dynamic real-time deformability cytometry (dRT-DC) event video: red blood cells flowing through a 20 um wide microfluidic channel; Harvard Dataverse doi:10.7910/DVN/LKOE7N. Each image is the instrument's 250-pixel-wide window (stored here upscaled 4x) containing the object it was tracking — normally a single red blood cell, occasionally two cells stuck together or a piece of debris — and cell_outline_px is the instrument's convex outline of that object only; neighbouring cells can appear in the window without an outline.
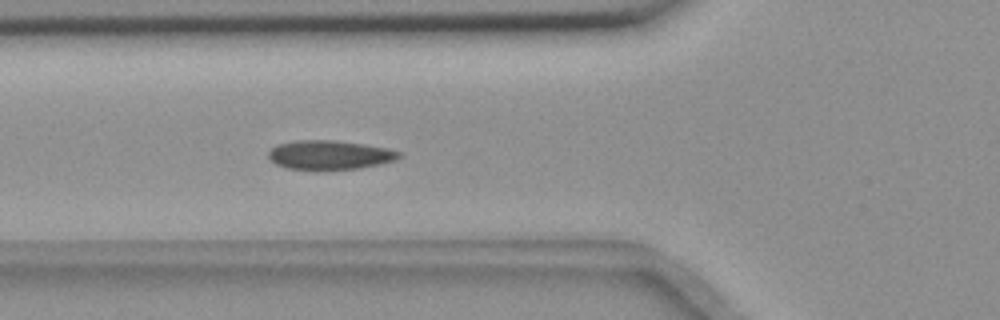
{"species": "common noctule bat (a hibernating species)", "species_latin": "Nyctalus noctula", "temperature_condition": "room temperature", "stored_images_in_passage": 40, "camera_frame_rate_fps": 3000, "um_per_image_px": 0.085, "animal": {"sex": "female", "body_mass_g": 18.4}, "frame": {"image": 1, "passage_image": 4, "time_ms": 1.0, "image_size_px": [1000, 320], "cell_outline_px": [[400, 156], [396, 160], [380, 164], [360, 168], [316, 172], [288, 168], [276, 164], [268, 156], [268, 152], [276, 144], [296, 140], [332, 140], [364, 144], [388, 148], [400, 152]], "centroid_in_image_um": [28.0, 13.2], "position_along_channel_um": 97.8, "area_um2": 22.72}}
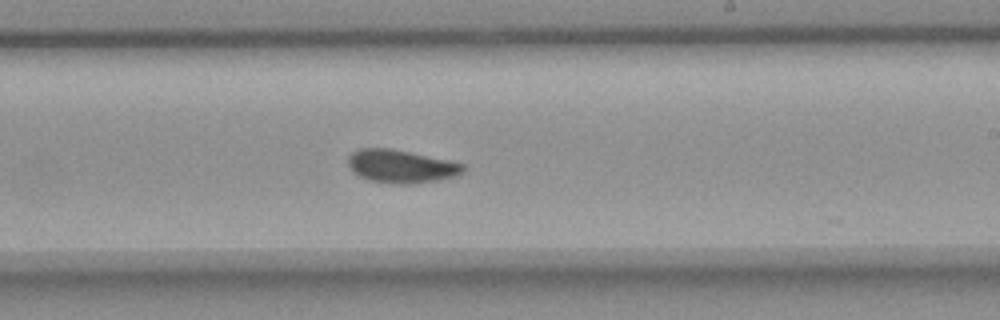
{"frame": {"image": 2, "passage_image": 17, "time_ms": 5.333, "image_size_px": [1000, 320], "cell_outline_px": [[468, 168], [464, 172], [456, 176], [436, 180], [412, 184], [392, 184], [368, 180], [352, 172], [348, 164], [348, 156], [352, 152], [360, 148], [388, 148], [468, 164]], "centroid_in_image_um": [34.11, 14.15], "position_along_channel_um": 254.9, "area_um2": 22.37}}
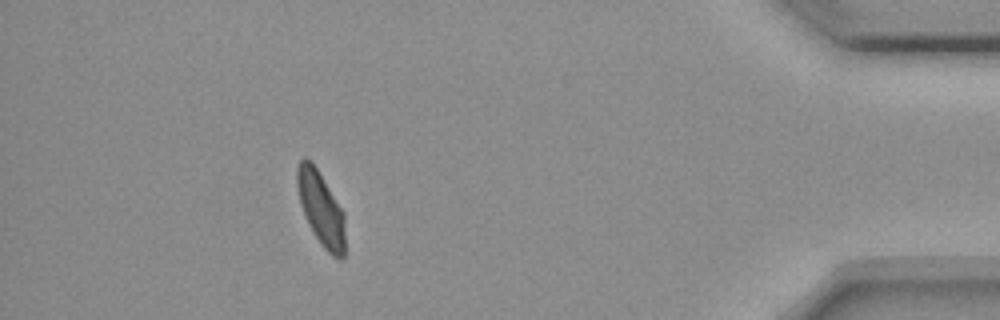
{"frame": {"image": 3, "passage_image": 34, "time_ms": 11.0, "image_size_px": [1000, 320], "cell_outline_px": [[344, 256], [340, 260], [332, 256], [320, 244], [300, 204], [296, 184], [296, 168], [300, 160], [304, 156], [312, 160], [344, 212]], "centroid_in_image_um": [27.27, 17.67], "position_along_channel_um": 407.9, "area_um2": 20.58}, "authors_computed_cell_mechanics": {"area_um2": 21.7617, "velocity_mm_per_s": 3.6345, "shape_relaxation_time_tau1_ms": 10.2021, "shape_relaxation_time_tau2_ms": 2.379, "deformation_change_tau1": 0.1636, "deformation_change_tau2": 0.0506}}